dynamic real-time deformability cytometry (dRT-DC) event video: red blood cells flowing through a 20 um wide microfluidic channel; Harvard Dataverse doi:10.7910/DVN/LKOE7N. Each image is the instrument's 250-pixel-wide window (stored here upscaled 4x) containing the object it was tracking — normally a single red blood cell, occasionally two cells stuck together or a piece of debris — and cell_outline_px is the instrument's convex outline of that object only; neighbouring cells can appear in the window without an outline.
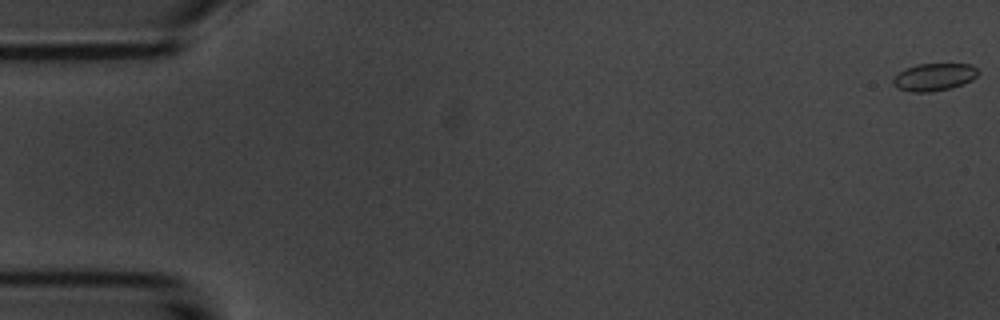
{"species": "common noctule bat (a hibernating species)", "species_latin": "Nyctalus noctula", "temperature_condition": "room temperature", "stored_images_in_passage": 55, "camera_frame_rate_fps": 3000, "um_per_image_px": 0.085, "animal": {"sex": "male", "body_mass_g": 20.1, "forearm_length_mm": 53.5}, "frame": {"image": 1, "passage_image": 1, "time_ms": 0.0, "image_size_px": [1000, 320], "cell_outline_px": [[980, 72], [972, 80], [952, 88], [928, 92], [912, 92], [900, 88], [892, 84], [892, 80], [900, 72], [916, 64], [972, 64]], "centroid_in_image_um": [79.43, 6.54], "position_along_channel_um": 5.6, "area_um2": 13.47}}
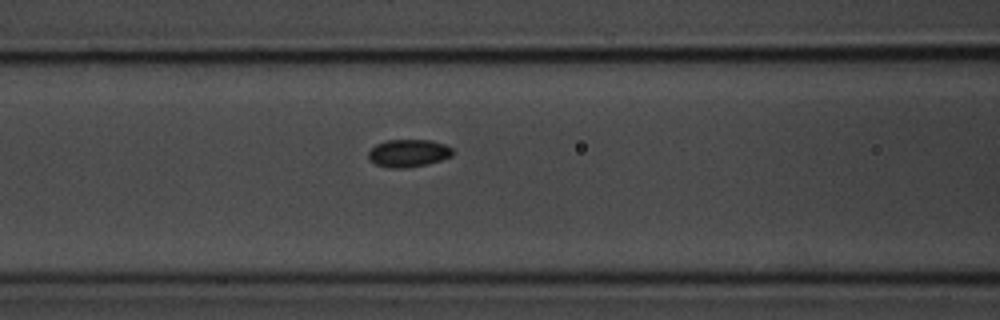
{"frame": {"image": 2, "passage_image": 23, "time_ms": 7.333, "image_size_px": [1000, 320], "cell_outline_px": [[452, 156], [428, 164], [404, 168], [388, 168], [376, 164], [368, 160], [368, 152], [376, 144], [384, 140], [432, 140], [444, 144], [452, 148]], "centroid_in_image_um": [34.69, 13.02], "position_along_channel_um": 131.9, "area_um2": 13.64}}
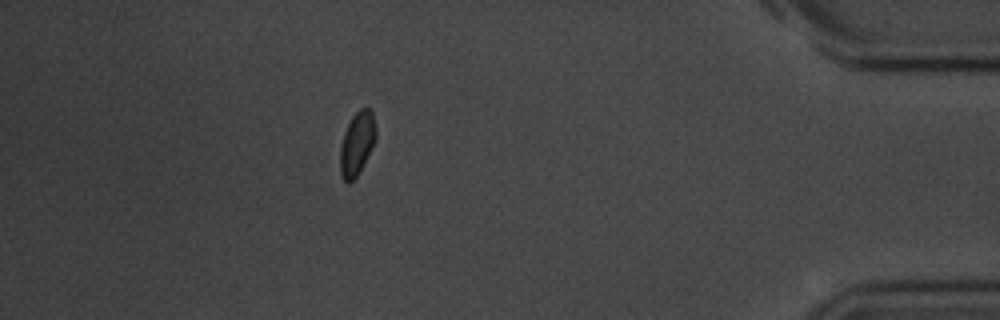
{"frame": {"image": 3, "passage_image": 49, "time_ms": 16.0, "image_size_px": [1000, 320], "cell_outline_px": [[376, 140], [372, 148], [356, 176], [348, 184], [344, 180], [340, 172], [340, 148], [344, 132], [352, 116], [360, 108], [368, 108], [372, 112], [376, 128]], "centroid_in_image_um": [30.34, 12.18], "position_along_channel_um": 404.9, "area_um2": 13.06}, "authors_computed_cell_mechanics": {"area_um2": 13.4674, "velocity_mm_per_s": 3.7024, "shape_relaxation_time_tau1_ms": 1.1664, "shape_relaxation_time_tau2_ms": 9.1216, "deformation_change_tau1": 0.0532, "deformation_change_tau2": 0.0765}}